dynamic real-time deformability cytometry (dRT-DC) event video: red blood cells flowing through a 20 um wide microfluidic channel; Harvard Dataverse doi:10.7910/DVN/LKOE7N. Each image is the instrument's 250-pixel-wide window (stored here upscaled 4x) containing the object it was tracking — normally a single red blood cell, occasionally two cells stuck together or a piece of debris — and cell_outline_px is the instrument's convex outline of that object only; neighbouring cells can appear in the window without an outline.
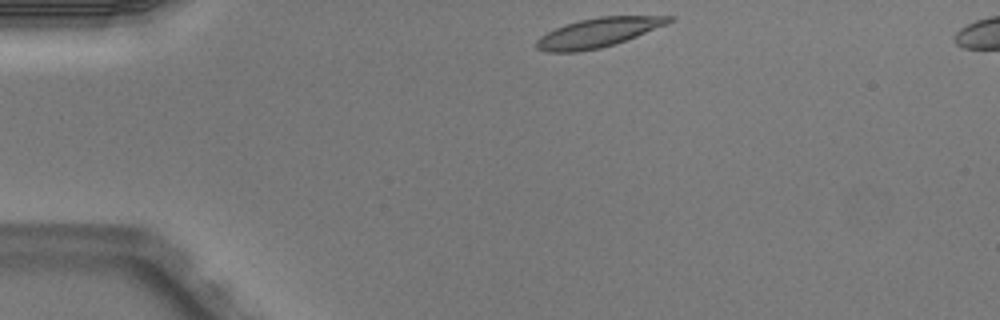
{"species": "Egyptian fruit bat (a non-hibernating species)", "species_latin": "Rousettus aegyptiacus", "temperature_condition": "warm", "stored_images_in_passage": 3, "camera_frame_rate_fps": 3000, "um_per_image_px": 0.085, "animal": {"sex": "male"}, "frame": {"image": 1, "passage_image": 1, "time_ms": 0.0, "image_size_px": [1000, 320], "cell_outline_px": [[676, 20], [668, 24], [636, 36], [600, 48], [576, 52], [548, 52], [536, 48], [536, 40], [540, 36], [564, 24], [580, 20], [600, 16], [676, 16]], "centroid_in_image_um": [50.86, 2.76], "position_along_channel_um": 34.1, "area_um2": 22.43}}